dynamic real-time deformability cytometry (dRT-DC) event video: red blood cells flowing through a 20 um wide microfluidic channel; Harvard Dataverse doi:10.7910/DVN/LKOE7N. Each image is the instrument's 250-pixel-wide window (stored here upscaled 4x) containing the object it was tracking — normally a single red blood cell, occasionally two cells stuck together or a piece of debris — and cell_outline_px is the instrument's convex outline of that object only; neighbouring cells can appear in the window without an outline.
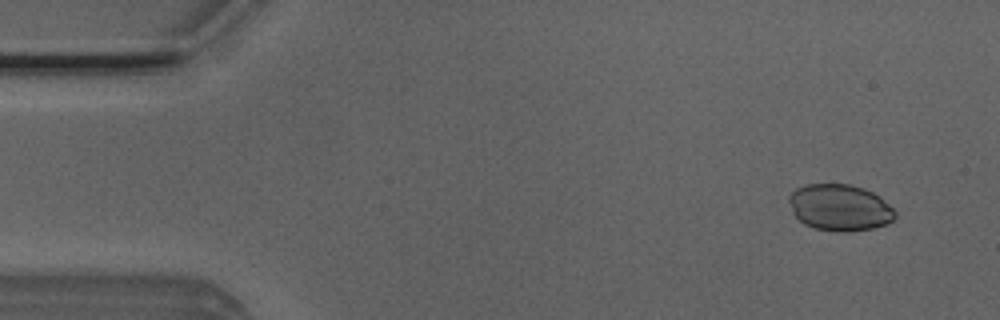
{"species": "Egyptian fruit bat (a non-hibernating species)", "species_latin": "Rousettus aegyptiacus", "temperature_condition": "room temperature", "stored_images_in_passage": 6, "camera_frame_rate_fps": 3000, "um_per_image_px": 0.085, "animal": {"sex": "male"}, "frame": {"image": 1, "passage_image": 2, "time_ms": 0.333, "image_size_px": [1000, 320], "cell_outline_px": [[896, 216], [892, 220], [884, 224], [872, 228], [848, 232], [836, 232], [816, 228], [804, 224], [792, 212], [788, 200], [788, 196], [796, 188], [804, 184], [848, 184], [864, 188], [880, 196], [896, 212]], "centroid_in_image_um": [71.36, 17.63], "position_along_channel_um": 13.6, "area_um2": 28.78}}
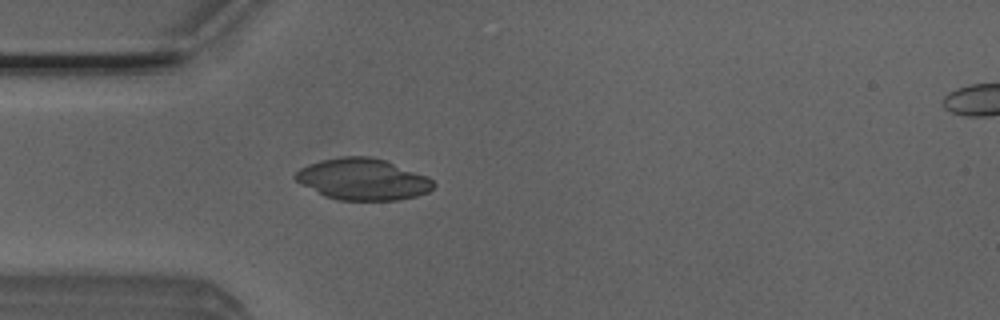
{"frame": {"image": 2, "passage_image": 5, "time_ms": 1.333, "image_size_px": [1000, 320], "cell_outline_px": [[436, 184], [428, 192], [416, 196], [396, 200], [336, 200], [324, 196], [300, 184], [292, 176], [300, 168], [308, 164], [320, 160], [340, 156], [372, 156], [384, 160], [428, 176]], "centroid_in_image_um": [30.81, 15.23], "position_along_channel_um": 54.2, "area_um2": 33.52}}